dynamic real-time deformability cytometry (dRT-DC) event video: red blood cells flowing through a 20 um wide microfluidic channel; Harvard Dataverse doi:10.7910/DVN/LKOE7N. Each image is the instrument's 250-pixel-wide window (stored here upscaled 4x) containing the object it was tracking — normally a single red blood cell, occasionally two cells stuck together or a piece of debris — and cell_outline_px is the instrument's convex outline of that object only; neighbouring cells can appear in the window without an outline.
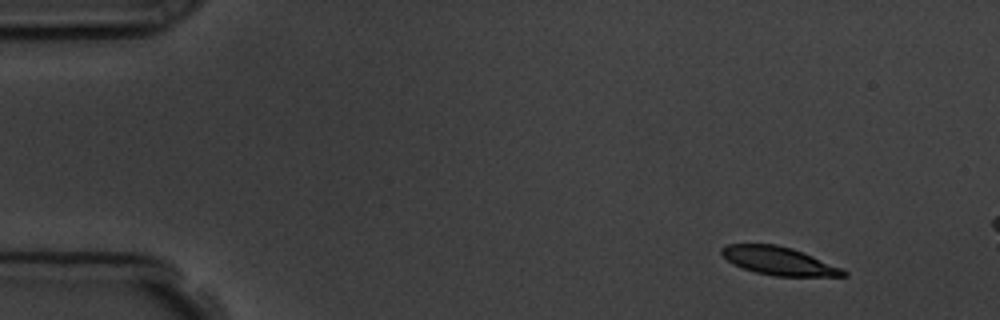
{"species": "common noctule bat (a hibernating species)", "species_latin": "Nyctalus noctula", "temperature_condition": "room temperature", "stored_images_in_passage": 4, "camera_frame_rate_fps": 3000, "um_per_image_px": 0.085, "animal": {"sex": "male", "body_mass_g": 19.5, "forearm_length_mm": 54.6}, "frame": {"image": 1, "passage_image": 1, "time_ms": 0.0, "image_size_px": [1000, 320], "cell_outline_px": [[848, 276], [776, 276], [756, 272], [744, 268], [728, 260], [720, 252], [720, 248], [728, 244], [776, 244], [792, 248], [812, 256], [840, 268], [848, 272]], "centroid_in_image_um": [66.19, 22.17], "position_along_channel_um": 18.8, "area_um2": 19.59}}